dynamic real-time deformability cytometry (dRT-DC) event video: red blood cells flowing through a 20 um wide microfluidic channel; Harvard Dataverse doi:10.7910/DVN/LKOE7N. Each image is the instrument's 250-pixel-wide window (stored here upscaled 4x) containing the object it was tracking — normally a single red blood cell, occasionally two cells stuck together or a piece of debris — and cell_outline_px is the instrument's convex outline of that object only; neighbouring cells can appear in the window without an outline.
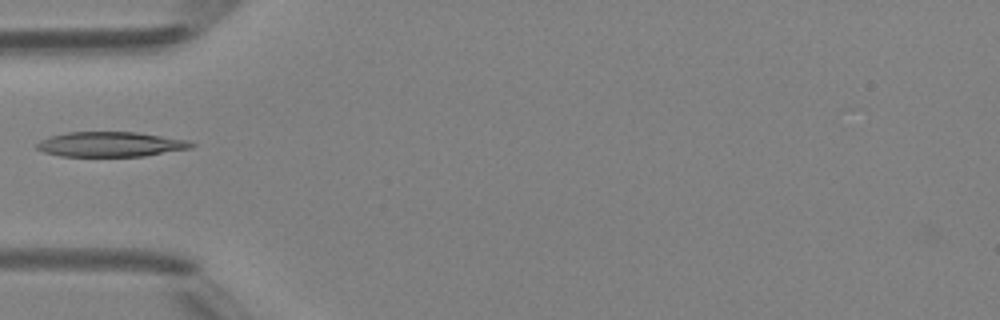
{"species": "Egyptian fruit bat (a non-hibernating species)", "species_latin": "Rousettus aegyptiacus", "temperature_condition": "room temperature", "stored_images_in_passage": 5, "camera_frame_rate_fps": 3000, "um_per_image_px": 0.085, "animal": {"sex": "female"}, "frame": {"image": 1, "passage_image": 4, "time_ms": 4.333, "image_size_px": [1000, 320], "cell_outline_px": [[196, 144], [192, 148], [144, 156], [60, 156], [44, 152], [36, 148], [36, 144], [40, 140], [48, 136], [68, 132], [136, 132], [188, 140]], "centroid_in_image_um": [9.39, 12.26], "position_along_channel_um": 75.6, "area_um2": 22.48}}
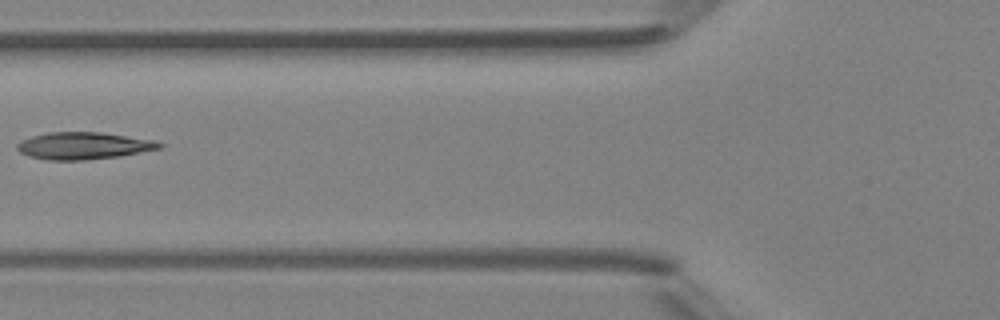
{"frame": {"image": 2, "passage_image": 5, "time_ms": 5.333, "image_size_px": [1000, 320], "cell_outline_px": [[164, 144], [160, 148], [116, 156], [84, 160], [48, 160], [28, 156], [20, 152], [16, 148], [16, 144], [20, 140], [32, 136], [48, 132], [100, 132], [152, 140]], "centroid_in_image_um": [7.01, 12.38], "position_along_channel_um": 118.8, "area_um2": 22.2}}